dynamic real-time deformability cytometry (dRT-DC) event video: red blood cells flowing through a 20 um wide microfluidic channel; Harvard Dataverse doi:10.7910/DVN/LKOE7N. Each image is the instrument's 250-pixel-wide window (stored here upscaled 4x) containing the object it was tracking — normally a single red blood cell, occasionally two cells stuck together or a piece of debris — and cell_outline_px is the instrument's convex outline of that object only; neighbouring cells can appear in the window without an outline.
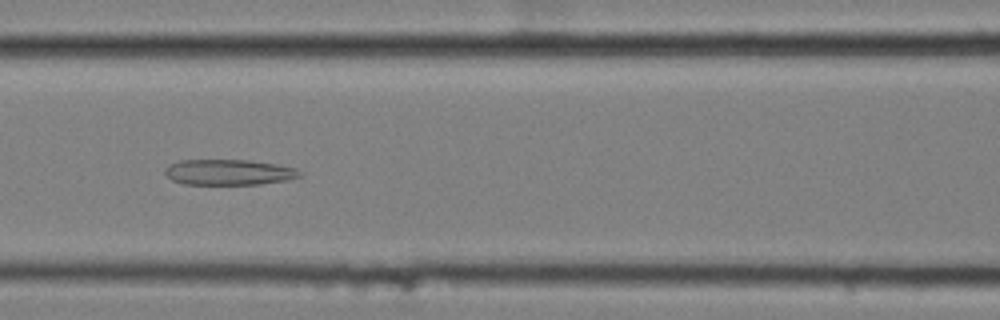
{"species": "common noctule bat (a hibernating species)", "species_latin": "Nyctalus noctula", "temperature_condition": "cold", "stored_images_in_passage": 7, "camera_frame_rate_fps": 3000, "um_per_image_px": 0.085, "animal": {"sex": "female", "body_mass_g": 25.1}, "frame": {"image": 1, "passage_image": 7, "time_ms": 2.0, "image_size_px": [1000, 320], "cell_outline_px": [[300, 176], [288, 180], [260, 184], [184, 184], [172, 180], [164, 172], [164, 168], [168, 164], [180, 160], [248, 160], [276, 164], [296, 168], [300, 172]], "centroid_in_image_um": [19.42, 14.63], "position_along_channel_um": 147.2, "area_um2": 20.11}}